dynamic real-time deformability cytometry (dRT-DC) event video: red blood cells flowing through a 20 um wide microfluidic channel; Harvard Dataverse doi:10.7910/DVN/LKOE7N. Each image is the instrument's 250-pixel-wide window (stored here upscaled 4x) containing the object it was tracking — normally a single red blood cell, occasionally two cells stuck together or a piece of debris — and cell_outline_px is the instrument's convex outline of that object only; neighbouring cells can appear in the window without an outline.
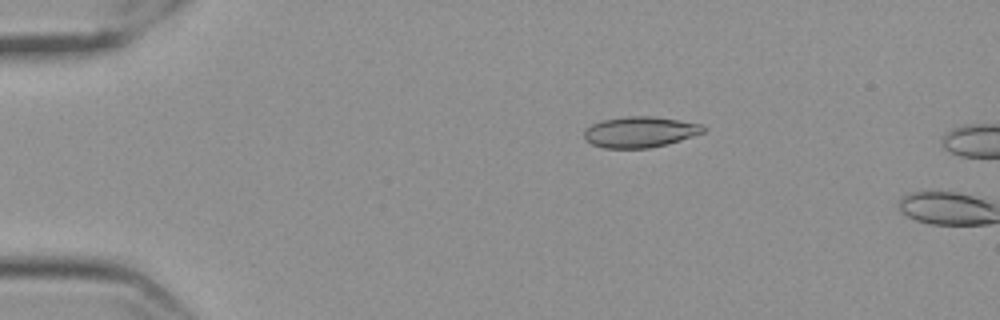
{"species": "Egyptian fruit bat (a non-hibernating species)", "species_latin": "Rousettus aegyptiacus", "temperature_condition": "cold", "stored_images_in_passage": 13, "camera_frame_rate_fps": 3000, "um_per_image_px": 0.085, "frame": {"image": 1, "passage_image": 11, "time_ms": 3.333, "image_size_px": [1000, 320], "cell_outline_px": [[704, 132], [668, 144], [648, 148], [604, 148], [592, 144], [584, 140], [584, 128], [592, 124], [604, 120], [628, 116], [652, 116], [704, 124]], "centroid_in_image_um": [54.37, 11.22], "position_along_channel_um": 30.6, "area_um2": 21.39}}